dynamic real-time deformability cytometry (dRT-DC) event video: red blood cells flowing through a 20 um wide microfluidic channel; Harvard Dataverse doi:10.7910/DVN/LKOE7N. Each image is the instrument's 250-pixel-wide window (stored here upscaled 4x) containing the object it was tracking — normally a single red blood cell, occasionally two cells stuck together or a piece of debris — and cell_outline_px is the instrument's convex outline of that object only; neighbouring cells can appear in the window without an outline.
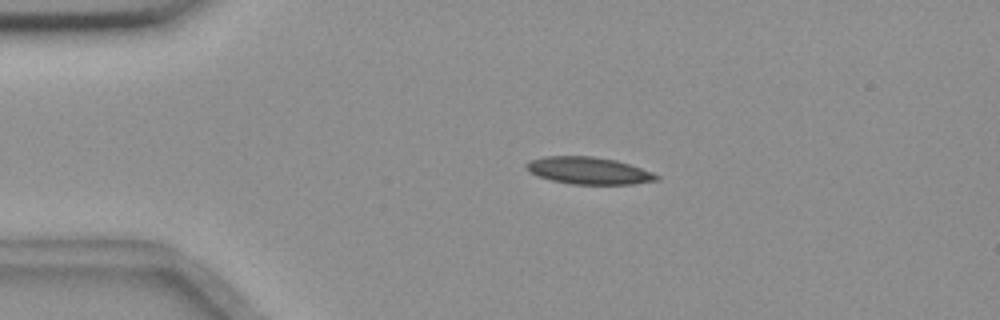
{"species": "common noctule bat (a hibernating species)", "species_latin": "Nyctalus noctula", "temperature_condition": "room temperature", "stored_images_in_passage": 49, "camera_frame_rate_fps": 3000, "um_per_image_px": 0.085, "animal": {"sex": "female", "body_mass_g": 18.4}, "frame": {"image": 1, "passage_image": 5, "time_ms": 1.333, "image_size_px": [1000, 320], "cell_outline_px": [[660, 180], [632, 184], [572, 184], [552, 180], [536, 176], [528, 172], [524, 168], [524, 164], [528, 160], [544, 156], [592, 156], [616, 160], [652, 172], [660, 176]], "centroid_in_image_um": [49.97, 14.5], "position_along_channel_um": 35.0, "area_um2": 20.75}}
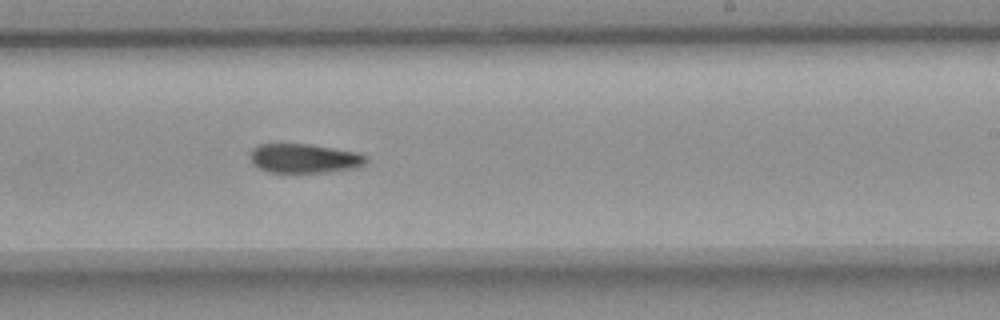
{"frame": {"image": 2, "passage_image": 27, "time_ms": 8.667, "image_size_px": [1000, 320], "cell_outline_px": [[368, 160], [364, 164], [356, 168], [324, 172], [268, 172], [256, 168], [252, 164], [248, 156], [252, 148], [256, 144], [312, 144], [360, 152], [368, 156]], "centroid_in_image_um": [25.84, 13.45], "position_along_channel_um": 263.2, "area_um2": 20.23}}
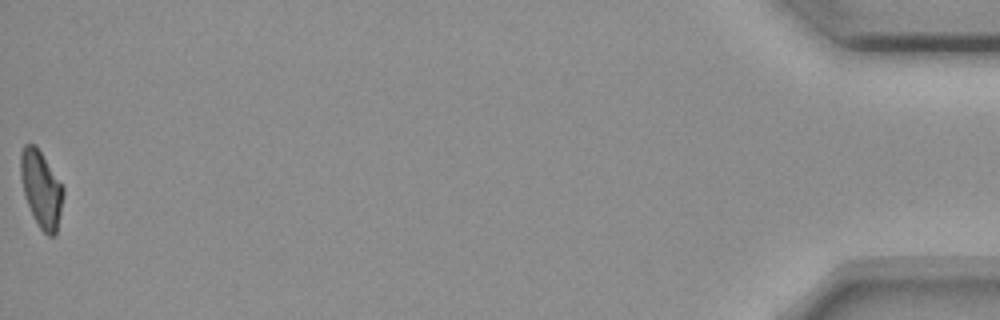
{"frame": {"image": 3, "passage_image": 49, "time_ms": 16.0, "image_size_px": [1000, 320], "cell_outline_px": [[64, 196], [56, 236], [48, 236], [40, 228], [24, 196], [20, 176], [20, 152], [24, 144], [36, 144], [64, 188]], "centroid_in_image_um": [3.5, 16.05], "position_along_channel_um": 431.7, "area_um2": 19.07}, "authors_computed_cell_mechanics": {"area_um2": 20.4034, "velocity_mm_per_s": 3.6576, "shape_relaxation_time_tau1_ms": null, "shape_relaxation_time_tau2_ms": 9.6431, "deformation_change_tau1": null, "deformation_change_tau2": 0.1783}}